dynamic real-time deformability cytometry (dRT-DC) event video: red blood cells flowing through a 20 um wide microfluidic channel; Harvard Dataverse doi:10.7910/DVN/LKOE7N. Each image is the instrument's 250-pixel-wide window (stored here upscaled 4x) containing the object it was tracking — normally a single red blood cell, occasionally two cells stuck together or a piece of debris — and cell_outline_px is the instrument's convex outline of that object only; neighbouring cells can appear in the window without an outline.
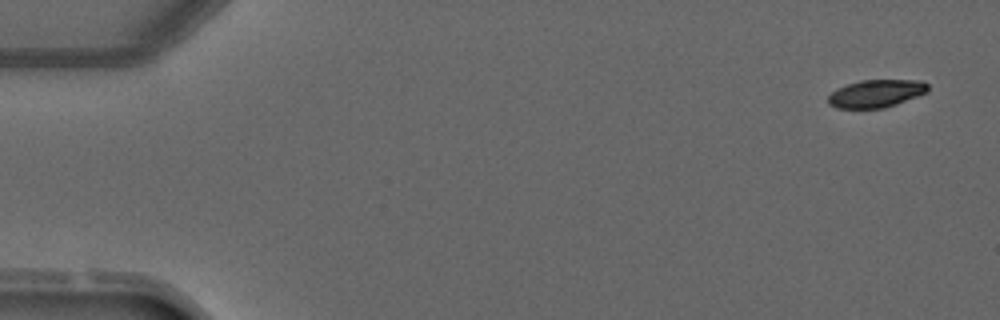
{"species": "common noctule bat (a hibernating species)", "species_latin": "Nyctalus noctula", "temperature_condition": "warm", "stored_images_in_passage": 5, "segment_of_instrument_passage": [1, 2], "camera_frame_rate_fps": 3000, "um_per_image_px": 0.085, "animal": {"sex": "male", "forearm_length_mm": 52.5}, "frame": {"image": 1, "passage_image": 1, "time_ms": 0.0, "image_size_px": [1000, 320], "cell_outline_px": [[928, 92], [896, 104], [884, 108], [836, 108], [828, 104], [828, 96], [832, 92], [848, 84], [860, 80], [920, 80], [928, 84]], "centroid_in_image_um": [74.48, 7.95], "position_along_channel_um": 10.5, "area_um2": 16.01}}
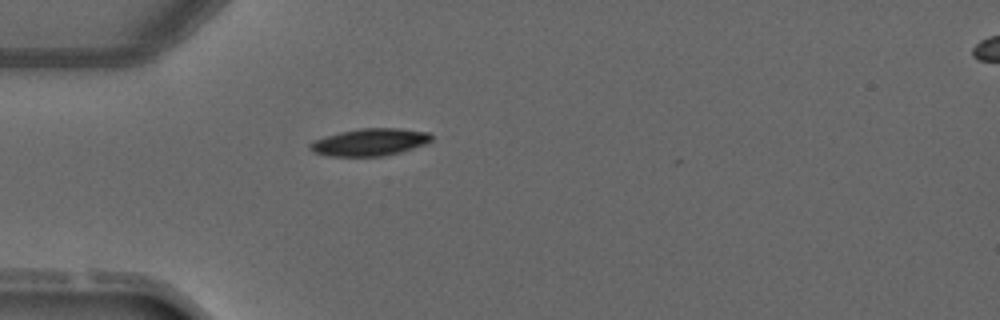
{"frame": {"image": 2, "passage_image": 4, "time_ms": 3.667, "image_size_px": [1000, 320], "cell_outline_px": [[432, 140], [424, 144], [400, 152], [384, 156], [328, 156], [312, 152], [308, 148], [308, 144], [316, 140], [340, 132], [360, 128], [400, 128], [428, 132], [432, 136]], "centroid_in_image_um": [31.42, 12.08], "position_along_channel_um": 53.6, "area_um2": 19.19}}